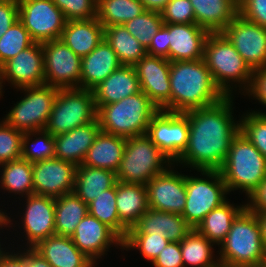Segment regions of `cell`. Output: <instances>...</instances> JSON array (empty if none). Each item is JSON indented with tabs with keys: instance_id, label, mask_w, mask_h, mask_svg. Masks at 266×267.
Returning a JSON list of instances; mask_svg holds the SVG:
<instances>
[{
	"instance_id": "44",
	"label": "cell",
	"mask_w": 266,
	"mask_h": 267,
	"mask_svg": "<svg viewBox=\"0 0 266 267\" xmlns=\"http://www.w3.org/2000/svg\"><path fill=\"white\" fill-rule=\"evenodd\" d=\"M23 132L0 117V165L21 158Z\"/></svg>"
},
{
	"instance_id": "35",
	"label": "cell",
	"mask_w": 266,
	"mask_h": 267,
	"mask_svg": "<svg viewBox=\"0 0 266 267\" xmlns=\"http://www.w3.org/2000/svg\"><path fill=\"white\" fill-rule=\"evenodd\" d=\"M89 213L88 205L74 193L55 198V235L71 237Z\"/></svg>"
},
{
	"instance_id": "40",
	"label": "cell",
	"mask_w": 266,
	"mask_h": 267,
	"mask_svg": "<svg viewBox=\"0 0 266 267\" xmlns=\"http://www.w3.org/2000/svg\"><path fill=\"white\" fill-rule=\"evenodd\" d=\"M21 158L31 163L54 158V136L45 129L23 133Z\"/></svg>"
},
{
	"instance_id": "11",
	"label": "cell",
	"mask_w": 266,
	"mask_h": 267,
	"mask_svg": "<svg viewBox=\"0 0 266 267\" xmlns=\"http://www.w3.org/2000/svg\"><path fill=\"white\" fill-rule=\"evenodd\" d=\"M92 90L59 89L45 130L52 136L70 132L97 119Z\"/></svg>"
},
{
	"instance_id": "6",
	"label": "cell",
	"mask_w": 266,
	"mask_h": 267,
	"mask_svg": "<svg viewBox=\"0 0 266 267\" xmlns=\"http://www.w3.org/2000/svg\"><path fill=\"white\" fill-rule=\"evenodd\" d=\"M266 251L256 213L245 207L233 220L218 247L219 264L231 267H262Z\"/></svg>"
},
{
	"instance_id": "7",
	"label": "cell",
	"mask_w": 266,
	"mask_h": 267,
	"mask_svg": "<svg viewBox=\"0 0 266 267\" xmlns=\"http://www.w3.org/2000/svg\"><path fill=\"white\" fill-rule=\"evenodd\" d=\"M97 110L101 131L130 138L146 135L151 119L160 109L140 91Z\"/></svg>"
},
{
	"instance_id": "10",
	"label": "cell",
	"mask_w": 266,
	"mask_h": 267,
	"mask_svg": "<svg viewBox=\"0 0 266 267\" xmlns=\"http://www.w3.org/2000/svg\"><path fill=\"white\" fill-rule=\"evenodd\" d=\"M173 162L146 136L126 138L117 181L146 185Z\"/></svg>"
},
{
	"instance_id": "18",
	"label": "cell",
	"mask_w": 266,
	"mask_h": 267,
	"mask_svg": "<svg viewBox=\"0 0 266 267\" xmlns=\"http://www.w3.org/2000/svg\"><path fill=\"white\" fill-rule=\"evenodd\" d=\"M221 33L251 69L266 66V28L238 14Z\"/></svg>"
},
{
	"instance_id": "13",
	"label": "cell",
	"mask_w": 266,
	"mask_h": 267,
	"mask_svg": "<svg viewBox=\"0 0 266 267\" xmlns=\"http://www.w3.org/2000/svg\"><path fill=\"white\" fill-rule=\"evenodd\" d=\"M18 5V19L35 42L60 39L67 20L52 0H18Z\"/></svg>"
},
{
	"instance_id": "1",
	"label": "cell",
	"mask_w": 266,
	"mask_h": 267,
	"mask_svg": "<svg viewBox=\"0 0 266 267\" xmlns=\"http://www.w3.org/2000/svg\"><path fill=\"white\" fill-rule=\"evenodd\" d=\"M236 100L238 96H226L217 104L184 113L189 122L188 143L174 164L188 170L221 169L240 131L242 110L235 106Z\"/></svg>"
},
{
	"instance_id": "61",
	"label": "cell",
	"mask_w": 266,
	"mask_h": 267,
	"mask_svg": "<svg viewBox=\"0 0 266 267\" xmlns=\"http://www.w3.org/2000/svg\"><path fill=\"white\" fill-rule=\"evenodd\" d=\"M262 267H266V258L263 261Z\"/></svg>"
},
{
	"instance_id": "55",
	"label": "cell",
	"mask_w": 266,
	"mask_h": 267,
	"mask_svg": "<svg viewBox=\"0 0 266 267\" xmlns=\"http://www.w3.org/2000/svg\"><path fill=\"white\" fill-rule=\"evenodd\" d=\"M145 9L149 11H155V12H161L165 5L170 1V0H140Z\"/></svg>"
},
{
	"instance_id": "60",
	"label": "cell",
	"mask_w": 266,
	"mask_h": 267,
	"mask_svg": "<svg viewBox=\"0 0 266 267\" xmlns=\"http://www.w3.org/2000/svg\"><path fill=\"white\" fill-rule=\"evenodd\" d=\"M216 267H231V266H226V265L218 264Z\"/></svg>"
},
{
	"instance_id": "12",
	"label": "cell",
	"mask_w": 266,
	"mask_h": 267,
	"mask_svg": "<svg viewBox=\"0 0 266 267\" xmlns=\"http://www.w3.org/2000/svg\"><path fill=\"white\" fill-rule=\"evenodd\" d=\"M70 238L75 246L98 267L101 265L103 267L109 258L108 252L112 254L111 250L117 252L116 255L120 251L121 254L118 257L122 258L123 240L110 227L89 213L80 221Z\"/></svg>"
},
{
	"instance_id": "28",
	"label": "cell",
	"mask_w": 266,
	"mask_h": 267,
	"mask_svg": "<svg viewBox=\"0 0 266 267\" xmlns=\"http://www.w3.org/2000/svg\"><path fill=\"white\" fill-rule=\"evenodd\" d=\"M195 24L209 33H221L238 15V0H190Z\"/></svg>"
},
{
	"instance_id": "8",
	"label": "cell",
	"mask_w": 266,
	"mask_h": 267,
	"mask_svg": "<svg viewBox=\"0 0 266 267\" xmlns=\"http://www.w3.org/2000/svg\"><path fill=\"white\" fill-rule=\"evenodd\" d=\"M229 197L220 171L186 169V205L181 215L193 229Z\"/></svg>"
},
{
	"instance_id": "50",
	"label": "cell",
	"mask_w": 266,
	"mask_h": 267,
	"mask_svg": "<svg viewBox=\"0 0 266 267\" xmlns=\"http://www.w3.org/2000/svg\"><path fill=\"white\" fill-rule=\"evenodd\" d=\"M18 0H0V38L18 20Z\"/></svg>"
},
{
	"instance_id": "17",
	"label": "cell",
	"mask_w": 266,
	"mask_h": 267,
	"mask_svg": "<svg viewBox=\"0 0 266 267\" xmlns=\"http://www.w3.org/2000/svg\"><path fill=\"white\" fill-rule=\"evenodd\" d=\"M2 83L10 90L45 84L42 43L35 42L1 66ZM8 86V87H7ZM7 87V89H6Z\"/></svg>"
},
{
	"instance_id": "56",
	"label": "cell",
	"mask_w": 266,
	"mask_h": 267,
	"mask_svg": "<svg viewBox=\"0 0 266 267\" xmlns=\"http://www.w3.org/2000/svg\"><path fill=\"white\" fill-rule=\"evenodd\" d=\"M261 228L262 242L266 251V213H256Z\"/></svg>"
},
{
	"instance_id": "43",
	"label": "cell",
	"mask_w": 266,
	"mask_h": 267,
	"mask_svg": "<svg viewBox=\"0 0 266 267\" xmlns=\"http://www.w3.org/2000/svg\"><path fill=\"white\" fill-rule=\"evenodd\" d=\"M240 132L266 158V116L242 110L240 115Z\"/></svg>"
},
{
	"instance_id": "21",
	"label": "cell",
	"mask_w": 266,
	"mask_h": 267,
	"mask_svg": "<svg viewBox=\"0 0 266 267\" xmlns=\"http://www.w3.org/2000/svg\"><path fill=\"white\" fill-rule=\"evenodd\" d=\"M210 33L193 24L168 23L169 61L203 59L204 44Z\"/></svg>"
},
{
	"instance_id": "23",
	"label": "cell",
	"mask_w": 266,
	"mask_h": 267,
	"mask_svg": "<svg viewBox=\"0 0 266 267\" xmlns=\"http://www.w3.org/2000/svg\"><path fill=\"white\" fill-rule=\"evenodd\" d=\"M100 131L97 118L70 132L54 136V158L71 162L76 166L81 165Z\"/></svg>"
},
{
	"instance_id": "30",
	"label": "cell",
	"mask_w": 266,
	"mask_h": 267,
	"mask_svg": "<svg viewBox=\"0 0 266 267\" xmlns=\"http://www.w3.org/2000/svg\"><path fill=\"white\" fill-rule=\"evenodd\" d=\"M116 206L121 224L130 230L150 208L146 185L117 181Z\"/></svg>"
},
{
	"instance_id": "2",
	"label": "cell",
	"mask_w": 266,
	"mask_h": 267,
	"mask_svg": "<svg viewBox=\"0 0 266 267\" xmlns=\"http://www.w3.org/2000/svg\"><path fill=\"white\" fill-rule=\"evenodd\" d=\"M52 235H55L54 197L31 194L6 209L7 245L33 248Z\"/></svg>"
},
{
	"instance_id": "26",
	"label": "cell",
	"mask_w": 266,
	"mask_h": 267,
	"mask_svg": "<svg viewBox=\"0 0 266 267\" xmlns=\"http://www.w3.org/2000/svg\"><path fill=\"white\" fill-rule=\"evenodd\" d=\"M141 91L134 66L122 65L92 89L95 105L112 104Z\"/></svg>"
},
{
	"instance_id": "41",
	"label": "cell",
	"mask_w": 266,
	"mask_h": 267,
	"mask_svg": "<svg viewBox=\"0 0 266 267\" xmlns=\"http://www.w3.org/2000/svg\"><path fill=\"white\" fill-rule=\"evenodd\" d=\"M34 43L22 22L19 19L15 21L0 38V67Z\"/></svg>"
},
{
	"instance_id": "14",
	"label": "cell",
	"mask_w": 266,
	"mask_h": 267,
	"mask_svg": "<svg viewBox=\"0 0 266 267\" xmlns=\"http://www.w3.org/2000/svg\"><path fill=\"white\" fill-rule=\"evenodd\" d=\"M45 84L58 89L80 88L81 57L62 40L42 43Z\"/></svg>"
},
{
	"instance_id": "59",
	"label": "cell",
	"mask_w": 266,
	"mask_h": 267,
	"mask_svg": "<svg viewBox=\"0 0 266 267\" xmlns=\"http://www.w3.org/2000/svg\"><path fill=\"white\" fill-rule=\"evenodd\" d=\"M6 245L5 238L0 239V250Z\"/></svg>"
},
{
	"instance_id": "46",
	"label": "cell",
	"mask_w": 266,
	"mask_h": 267,
	"mask_svg": "<svg viewBox=\"0 0 266 267\" xmlns=\"http://www.w3.org/2000/svg\"><path fill=\"white\" fill-rule=\"evenodd\" d=\"M67 21L97 17V0H52Z\"/></svg>"
},
{
	"instance_id": "38",
	"label": "cell",
	"mask_w": 266,
	"mask_h": 267,
	"mask_svg": "<svg viewBox=\"0 0 266 267\" xmlns=\"http://www.w3.org/2000/svg\"><path fill=\"white\" fill-rule=\"evenodd\" d=\"M88 205L89 214L110 227L122 240L128 230L121 224L116 206V184L100 193Z\"/></svg>"
},
{
	"instance_id": "20",
	"label": "cell",
	"mask_w": 266,
	"mask_h": 267,
	"mask_svg": "<svg viewBox=\"0 0 266 267\" xmlns=\"http://www.w3.org/2000/svg\"><path fill=\"white\" fill-rule=\"evenodd\" d=\"M143 91L160 109L170 111V61L146 54L134 65Z\"/></svg>"
},
{
	"instance_id": "34",
	"label": "cell",
	"mask_w": 266,
	"mask_h": 267,
	"mask_svg": "<svg viewBox=\"0 0 266 267\" xmlns=\"http://www.w3.org/2000/svg\"><path fill=\"white\" fill-rule=\"evenodd\" d=\"M180 249L184 267H216L219 264L218 248L195 229L180 241Z\"/></svg>"
},
{
	"instance_id": "5",
	"label": "cell",
	"mask_w": 266,
	"mask_h": 267,
	"mask_svg": "<svg viewBox=\"0 0 266 267\" xmlns=\"http://www.w3.org/2000/svg\"><path fill=\"white\" fill-rule=\"evenodd\" d=\"M219 171L231 198L240 193L239 198L247 199L266 178V158L239 131Z\"/></svg>"
},
{
	"instance_id": "29",
	"label": "cell",
	"mask_w": 266,
	"mask_h": 267,
	"mask_svg": "<svg viewBox=\"0 0 266 267\" xmlns=\"http://www.w3.org/2000/svg\"><path fill=\"white\" fill-rule=\"evenodd\" d=\"M104 39V26L97 17L89 20H70L62 31V40L76 55H88Z\"/></svg>"
},
{
	"instance_id": "42",
	"label": "cell",
	"mask_w": 266,
	"mask_h": 267,
	"mask_svg": "<svg viewBox=\"0 0 266 267\" xmlns=\"http://www.w3.org/2000/svg\"><path fill=\"white\" fill-rule=\"evenodd\" d=\"M164 24L160 12L146 10L139 16L127 21L124 25L146 49L152 42L153 36Z\"/></svg>"
},
{
	"instance_id": "15",
	"label": "cell",
	"mask_w": 266,
	"mask_h": 267,
	"mask_svg": "<svg viewBox=\"0 0 266 267\" xmlns=\"http://www.w3.org/2000/svg\"><path fill=\"white\" fill-rule=\"evenodd\" d=\"M189 122L184 113L159 110L151 119L146 136L174 163L188 143Z\"/></svg>"
},
{
	"instance_id": "53",
	"label": "cell",
	"mask_w": 266,
	"mask_h": 267,
	"mask_svg": "<svg viewBox=\"0 0 266 267\" xmlns=\"http://www.w3.org/2000/svg\"><path fill=\"white\" fill-rule=\"evenodd\" d=\"M246 207L254 213H266V178L248 196Z\"/></svg>"
},
{
	"instance_id": "52",
	"label": "cell",
	"mask_w": 266,
	"mask_h": 267,
	"mask_svg": "<svg viewBox=\"0 0 266 267\" xmlns=\"http://www.w3.org/2000/svg\"><path fill=\"white\" fill-rule=\"evenodd\" d=\"M0 267H26L24 248L5 245L0 250Z\"/></svg>"
},
{
	"instance_id": "39",
	"label": "cell",
	"mask_w": 266,
	"mask_h": 267,
	"mask_svg": "<svg viewBox=\"0 0 266 267\" xmlns=\"http://www.w3.org/2000/svg\"><path fill=\"white\" fill-rule=\"evenodd\" d=\"M169 242L165 235L127 234L122 241V259H126V252L134 251L151 264Z\"/></svg>"
},
{
	"instance_id": "19",
	"label": "cell",
	"mask_w": 266,
	"mask_h": 267,
	"mask_svg": "<svg viewBox=\"0 0 266 267\" xmlns=\"http://www.w3.org/2000/svg\"><path fill=\"white\" fill-rule=\"evenodd\" d=\"M76 168L57 158L32 163L34 194L56 198L73 193Z\"/></svg>"
},
{
	"instance_id": "37",
	"label": "cell",
	"mask_w": 266,
	"mask_h": 267,
	"mask_svg": "<svg viewBox=\"0 0 266 267\" xmlns=\"http://www.w3.org/2000/svg\"><path fill=\"white\" fill-rule=\"evenodd\" d=\"M144 11L140 0H97V19L104 27L125 24Z\"/></svg>"
},
{
	"instance_id": "22",
	"label": "cell",
	"mask_w": 266,
	"mask_h": 267,
	"mask_svg": "<svg viewBox=\"0 0 266 267\" xmlns=\"http://www.w3.org/2000/svg\"><path fill=\"white\" fill-rule=\"evenodd\" d=\"M31 194H34L31 162L19 158L0 165V203L5 209Z\"/></svg>"
},
{
	"instance_id": "47",
	"label": "cell",
	"mask_w": 266,
	"mask_h": 267,
	"mask_svg": "<svg viewBox=\"0 0 266 267\" xmlns=\"http://www.w3.org/2000/svg\"><path fill=\"white\" fill-rule=\"evenodd\" d=\"M160 14L164 23H195L194 10L190 0H170Z\"/></svg>"
},
{
	"instance_id": "16",
	"label": "cell",
	"mask_w": 266,
	"mask_h": 267,
	"mask_svg": "<svg viewBox=\"0 0 266 267\" xmlns=\"http://www.w3.org/2000/svg\"><path fill=\"white\" fill-rule=\"evenodd\" d=\"M146 188L150 208L179 215L183 213L186 205L185 168L173 163L147 182Z\"/></svg>"
},
{
	"instance_id": "58",
	"label": "cell",
	"mask_w": 266,
	"mask_h": 267,
	"mask_svg": "<svg viewBox=\"0 0 266 267\" xmlns=\"http://www.w3.org/2000/svg\"><path fill=\"white\" fill-rule=\"evenodd\" d=\"M6 93H5V89H4V86H3V83H2V75H1V67H0V101L3 100V96H5Z\"/></svg>"
},
{
	"instance_id": "36",
	"label": "cell",
	"mask_w": 266,
	"mask_h": 267,
	"mask_svg": "<svg viewBox=\"0 0 266 267\" xmlns=\"http://www.w3.org/2000/svg\"><path fill=\"white\" fill-rule=\"evenodd\" d=\"M104 39L116 52L122 65L134 66L147 54L146 48L128 32L124 24L104 27Z\"/></svg>"
},
{
	"instance_id": "27",
	"label": "cell",
	"mask_w": 266,
	"mask_h": 267,
	"mask_svg": "<svg viewBox=\"0 0 266 267\" xmlns=\"http://www.w3.org/2000/svg\"><path fill=\"white\" fill-rule=\"evenodd\" d=\"M33 249L52 267H98L75 246L68 236H49L38 242Z\"/></svg>"
},
{
	"instance_id": "32",
	"label": "cell",
	"mask_w": 266,
	"mask_h": 267,
	"mask_svg": "<svg viewBox=\"0 0 266 267\" xmlns=\"http://www.w3.org/2000/svg\"><path fill=\"white\" fill-rule=\"evenodd\" d=\"M125 145V137L100 131L82 164L116 173L123 158Z\"/></svg>"
},
{
	"instance_id": "49",
	"label": "cell",
	"mask_w": 266,
	"mask_h": 267,
	"mask_svg": "<svg viewBox=\"0 0 266 267\" xmlns=\"http://www.w3.org/2000/svg\"><path fill=\"white\" fill-rule=\"evenodd\" d=\"M151 264L152 267H184L180 242H169Z\"/></svg>"
},
{
	"instance_id": "57",
	"label": "cell",
	"mask_w": 266,
	"mask_h": 267,
	"mask_svg": "<svg viewBox=\"0 0 266 267\" xmlns=\"http://www.w3.org/2000/svg\"><path fill=\"white\" fill-rule=\"evenodd\" d=\"M6 234V209L0 203V239Z\"/></svg>"
},
{
	"instance_id": "4",
	"label": "cell",
	"mask_w": 266,
	"mask_h": 267,
	"mask_svg": "<svg viewBox=\"0 0 266 267\" xmlns=\"http://www.w3.org/2000/svg\"><path fill=\"white\" fill-rule=\"evenodd\" d=\"M203 60L226 96L240 97L248 88L252 69L222 33L208 35Z\"/></svg>"
},
{
	"instance_id": "54",
	"label": "cell",
	"mask_w": 266,
	"mask_h": 267,
	"mask_svg": "<svg viewBox=\"0 0 266 267\" xmlns=\"http://www.w3.org/2000/svg\"><path fill=\"white\" fill-rule=\"evenodd\" d=\"M24 262L26 267H52V265L33 248H24Z\"/></svg>"
},
{
	"instance_id": "33",
	"label": "cell",
	"mask_w": 266,
	"mask_h": 267,
	"mask_svg": "<svg viewBox=\"0 0 266 267\" xmlns=\"http://www.w3.org/2000/svg\"><path fill=\"white\" fill-rule=\"evenodd\" d=\"M117 183L116 173L108 169L77 166L73 193L88 204Z\"/></svg>"
},
{
	"instance_id": "25",
	"label": "cell",
	"mask_w": 266,
	"mask_h": 267,
	"mask_svg": "<svg viewBox=\"0 0 266 267\" xmlns=\"http://www.w3.org/2000/svg\"><path fill=\"white\" fill-rule=\"evenodd\" d=\"M121 66L116 52L103 39L93 51L81 58L80 88L92 90Z\"/></svg>"
},
{
	"instance_id": "48",
	"label": "cell",
	"mask_w": 266,
	"mask_h": 267,
	"mask_svg": "<svg viewBox=\"0 0 266 267\" xmlns=\"http://www.w3.org/2000/svg\"><path fill=\"white\" fill-rule=\"evenodd\" d=\"M238 14L266 28V0H238Z\"/></svg>"
},
{
	"instance_id": "9",
	"label": "cell",
	"mask_w": 266,
	"mask_h": 267,
	"mask_svg": "<svg viewBox=\"0 0 266 267\" xmlns=\"http://www.w3.org/2000/svg\"><path fill=\"white\" fill-rule=\"evenodd\" d=\"M58 88L43 84L14 89L16 101L2 118L15 129L25 132L45 129L53 108ZM17 92V93H16ZM20 95V96H19ZM20 97V98H19Z\"/></svg>"
},
{
	"instance_id": "45",
	"label": "cell",
	"mask_w": 266,
	"mask_h": 267,
	"mask_svg": "<svg viewBox=\"0 0 266 267\" xmlns=\"http://www.w3.org/2000/svg\"><path fill=\"white\" fill-rule=\"evenodd\" d=\"M241 99H244L242 103L245 100L249 101V104L251 102L252 105L258 103V108L256 106H254L255 109L248 107L247 110L266 116V66L252 69L250 84L240 96V101Z\"/></svg>"
},
{
	"instance_id": "3",
	"label": "cell",
	"mask_w": 266,
	"mask_h": 267,
	"mask_svg": "<svg viewBox=\"0 0 266 267\" xmlns=\"http://www.w3.org/2000/svg\"><path fill=\"white\" fill-rule=\"evenodd\" d=\"M169 76L170 112L185 113L209 107L226 97L203 59L170 62Z\"/></svg>"
},
{
	"instance_id": "51",
	"label": "cell",
	"mask_w": 266,
	"mask_h": 267,
	"mask_svg": "<svg viewBox=\"0 0 266 267\" xmlns=\"http://www.w3.org/2000/svg\"><path fill=\"white\" fill-rule=\"evenodd\" d=\"M146 53L151 56H160L169 60L168 23H164L153 36L151 44L146 49Z\"/></svg>"
},
{
	"instance_id": "24",
	"label": "cell",
	"mask_w": 266,
	"mask_h": 267,
	"mask_svg": "<svg viewBox=\"0 0 266 267\" xmlns=\"http://www.w3.org/2000/svg\"><path fill=\"white\" fill-rule=\"evenodd\" d=\"M192 229L182 215L149 208L127 234L165 235L170 242H180Z\"/></svg>"
},
{
	"instance_id": "31",
	"label": "cell",
	"mask_w": 266,
	"mask_h": 267,
	"mask_svg": "<svg viewBox=\"0 0 266 267\" xmlns=\"http://www.w3.org/2000/svg\"><path fill=\"white\" fill-rule=\"evenodd\" d=\"M241 200L236 203L228 198L207 214L195 230L219 247L229 233L233 220L246 207V199Z\"/></svg>"
}]
</instances>
